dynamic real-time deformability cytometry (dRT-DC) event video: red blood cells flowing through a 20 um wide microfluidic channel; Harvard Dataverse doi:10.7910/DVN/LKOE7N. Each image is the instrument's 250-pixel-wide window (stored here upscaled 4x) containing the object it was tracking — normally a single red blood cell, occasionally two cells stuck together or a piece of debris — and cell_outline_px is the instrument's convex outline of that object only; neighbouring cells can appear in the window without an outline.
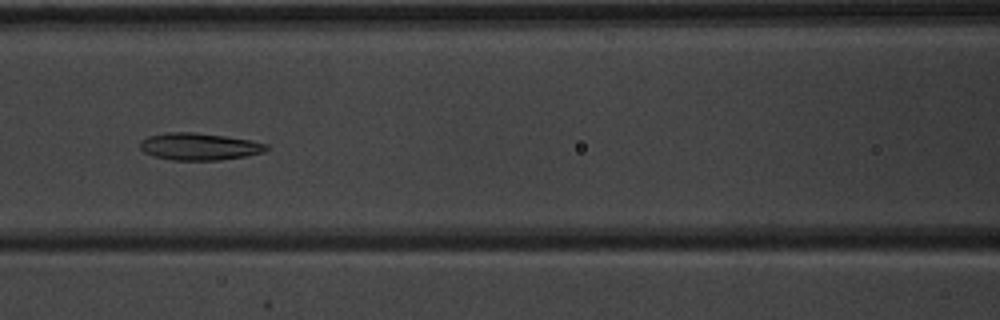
{"species": "common noctule bat (a hibernating species)", "species_latin": "Nyctalus noctula", "temperature_condition": "warm", "stored_images_in_passage": 52, "camera_frame_rate_fps": 3000, "um_per_image_px": 0.085, "animal": {"sex": "male", "body_mass_g": 20.1, "forearm_length_mm": 53.5}, "frame": {"image": 1, "passage_image": 24, "time_ms": 7.667, "image_size_px": [1000, 320], "cell_outline_px": [[268, 148], [264, 152], [244, 156], [220, 160], [172, 160], [152, 156], [144, 152], [140, 148], [140, 140], [148, 136], [168, 132], [196, 132], [252, 140], [268, 144]], "centroid_in_image_um": [16.91, 12.45], "position_along_channel_um": 149.7, "area_um2": 20.06}}
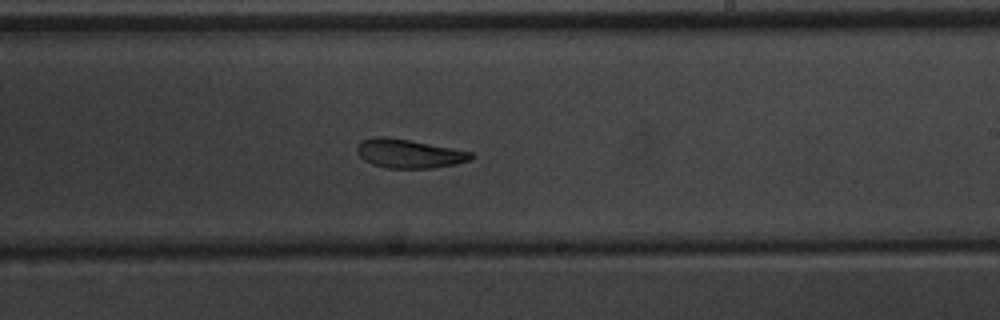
{"frame": {"image": 2, "passage_image": 32, "time_ms": 10.333, "image_size_px": [1000, 320], "cell_outline_px": [[472, 156], [468, 160], [456, 164], [432, 168], [388, 168], [372, 164], [364, 160], [356, 152], [356, 148], [360, 140], [372, 136], [384, 136], [408, 140], [472, 152]], "centroid_in_image_um": [34.68, 13.05], "position_along_channel_um": 254.3, "area_um2": 19.02}}
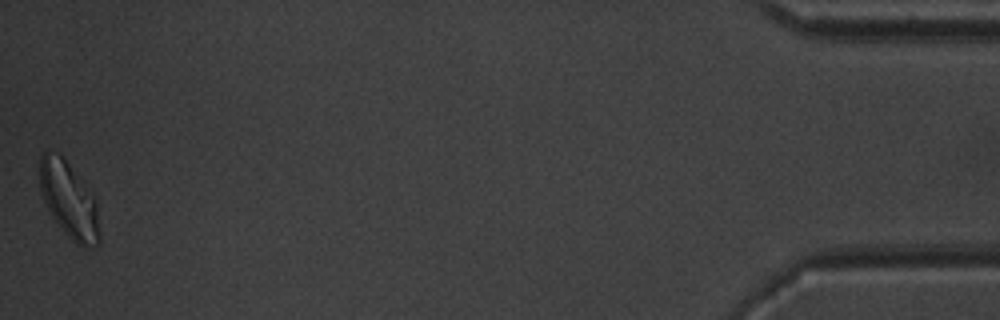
{"frame": {"image": 3, "passage_image": 52, "time_ms": 17.0, "image_size_px": [1000, 320], "cell_outline_px": [[100, 244], [84, 248], [76, 244], [64, 232], [52, 216], [44, 200], [40, 188], [40, 156], [44, 152], [48, 152], [60, 156], [68, 164], [84, 184], [96, 200], [100, 236]], "centroid_in_image_um": [5.88, 17.07], "position_along_channel_um": 429.3, "area_um2": 25.84}, "authors_computed_cell_mechanics": {"area_um2": 21.5594, "velocity_mm_per_s": 3.933, "shape_relaxation_time_tau1_ms": 4.6381, "shape_relaxation_time_tau2_ms": 2.6186, "deformation_change_tau1": 0.1291, "deformation_change_tau2": 0.0966}}